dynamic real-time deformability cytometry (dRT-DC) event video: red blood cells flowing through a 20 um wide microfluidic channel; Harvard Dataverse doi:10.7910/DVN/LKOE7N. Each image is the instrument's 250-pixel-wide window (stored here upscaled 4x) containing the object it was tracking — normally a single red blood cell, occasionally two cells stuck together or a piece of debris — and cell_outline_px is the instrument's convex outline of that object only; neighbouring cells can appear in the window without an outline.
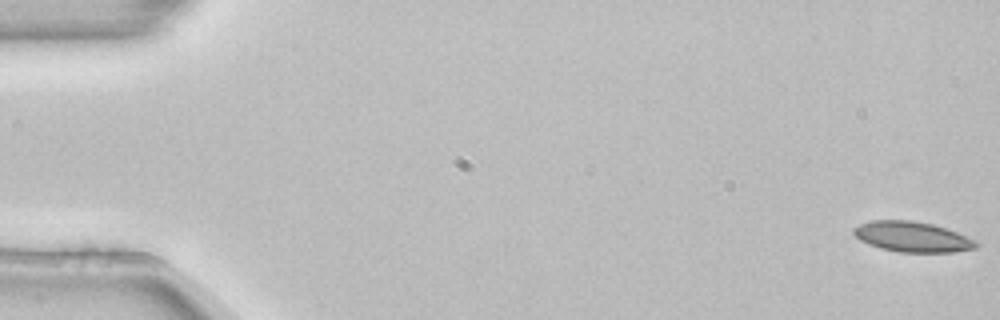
{"species": "common noctule bat (a hibernating species)", "species_latin": "Nyctalus noctula", "temperature_condition": "room temperature", "stored_images_in_passage": 7, "camera_frame_rate_fps": 3000, "um_per_image_px": 0.085, "animal": {"sex": "female", "body_mass_g": 22.7, "forearm_length_mm": 54.2}, "frame": {"image": 1, "passage_image": 1, "time_ms": 0.0, "image_size_px": [1000, 320], "cell_outline_px": [[980, 244], [976, 248], [952, 252], [900, 252], [880, 248], [868, 244], [860, 240], [852, 232], [852, 228], [860, 224], [872, 220], [912, 220], [932, 224], [956, 232], [976, 240]], "centroid_in_image_um": [77.53, 20.13], "position_along_channel_um": 7.5, "area_um2": 21.62}}
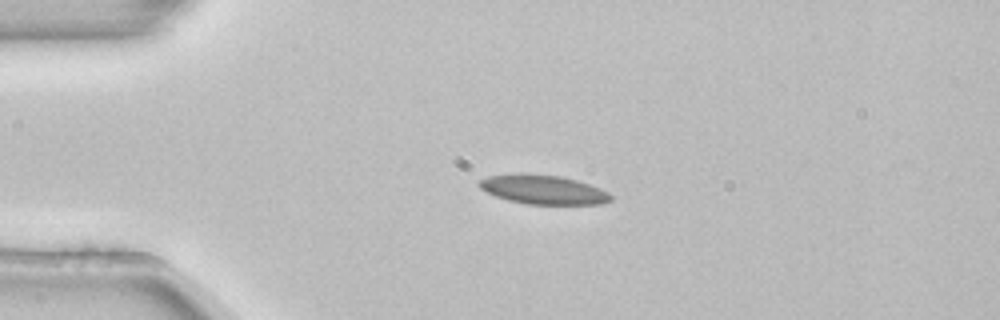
{"frame": {"image": 2, "passage_image": 3, "time_ms": 0.667, "image_size_px": [1000, 320], "cell_outline_px": [[612, 200], [600, 204], [528, 204], [508, 200], [496, 196], [480, 188], [476, 184], [480, 180], [488, 176], [516, 172], [520, 172], [560, 176], [576, 180], [600, 188], [608, 192], [612, 196]], "centroid_in_image_um": [46.14, 16.1], "position_along_channel_um": 38.9, "area_um2": 22.48}}